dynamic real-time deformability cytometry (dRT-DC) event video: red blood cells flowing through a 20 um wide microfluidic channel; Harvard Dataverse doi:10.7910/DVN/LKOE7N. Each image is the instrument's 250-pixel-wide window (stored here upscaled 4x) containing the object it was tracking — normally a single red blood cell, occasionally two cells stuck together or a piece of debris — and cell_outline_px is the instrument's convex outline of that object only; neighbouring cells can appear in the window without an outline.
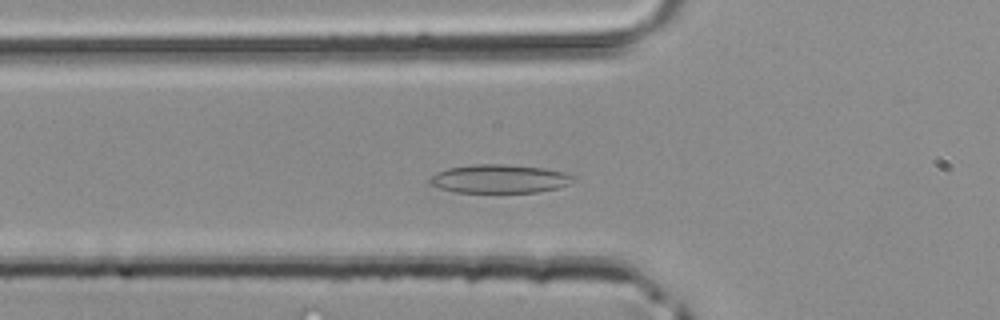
{"species": "common noctule bat (a hibernating species)", "species_latin": "Nyctalus noctula", "temperature_condition": "room temperature", "stored_images_in_passage": 41, "camera_frame_rate_fps": 3000, "um_per_image_px": 0.085, "animal": {"sex": "male", "body_mass_g": 20.4}, "frame": {"image": 1, "passage_image": 12, "time_ms": 3.667, "image_size_px": [1000, 320], "cell_outline_px": [[576, 180], [560, 188], [536, 192], [456, 192], [440, 188], [428, 184], [428, 180], [436, 172], [448, 168], [472, 164], [504, 164], [544, 168], [564, 172], [576, 176]], "centroid_in_image_um": [42.47, 15.19], "position_along_channel_um": 83.3, "area_um2": 24.04}}
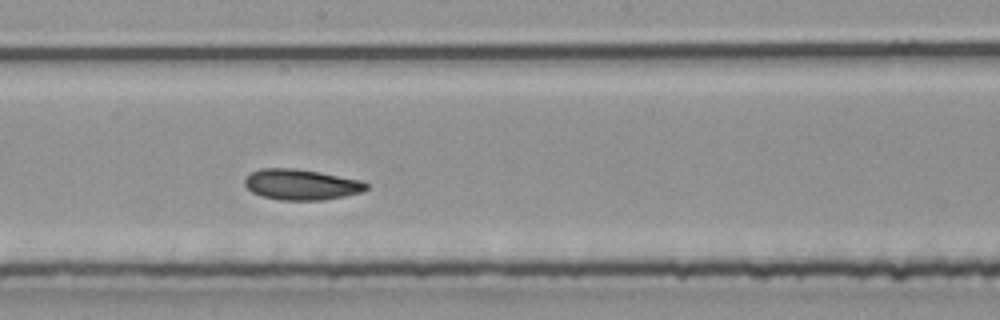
{"frame": {"image": 2, "passage_image": 21, "time_ms": 6.667, "image_size_px": [1000, 320], "cell_outline_px": [[368, 188], [360, 192], [344, 196], [324, 200], [280, 200], [260, 196], [252, 192], [244, 184], [244, 180], [252, 172], [260, 168], [296, 168], [320, 172], [364, 180], [368, 184]], "centroid_in_image_um": [25.62, 15.68], "position_along_channel_um": 222.6, "area_um2": 21.91}}
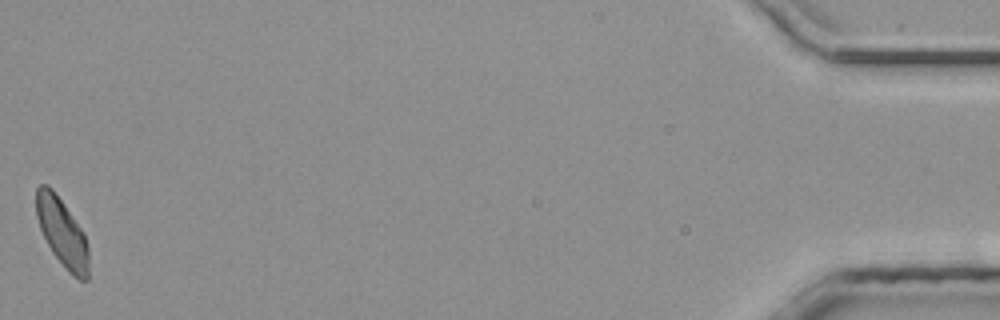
{"frame": {"image": 3, "passage_image": 41, "time_ms": 13.333, "image_size_px": [1000, 320], "cell_outline_px": [[88, 280], [80, 280], [72, 276], [68, 272], [52, 252], [40, 228], [36, 216], [36, 188], [40, 184], [48, 184], [52, 188], [84, 232], [88, 248]], "centroid_in_image_um": [5.28, 19.76], "position_along_channel_um": 429.9, "area_um2": 20.81}}